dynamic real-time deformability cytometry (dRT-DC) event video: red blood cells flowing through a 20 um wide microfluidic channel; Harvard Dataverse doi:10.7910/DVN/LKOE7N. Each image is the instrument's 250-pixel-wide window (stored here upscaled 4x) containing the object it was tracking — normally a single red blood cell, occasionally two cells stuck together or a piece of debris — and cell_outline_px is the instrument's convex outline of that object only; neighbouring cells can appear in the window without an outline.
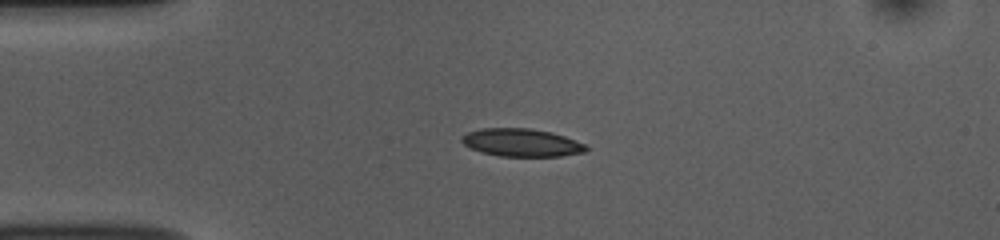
{"species": "common noctule bat (a hibernating species)", "species_latin": "Nyctalus noctula", "temperature_condition": "room temperature", "stored_images_in_passage": 41, "camera_frame_rate_fps": 3000, "um_per_image_px": 0.085, "animal": {"sex": "female", "body_mass_g": 10.0, "forearm_length_mm": 53.1}, "frame": {"image": 1, "passage_image": 1, "time_ms": 0.0, "image_size_px": [1000, 240], "cell_outline_px": [[588, 152], [560, 156], [500, 156], [484, 152], [472, 148], [464, 144], [460, 140], [460, 136], [468, 132], [480, 128], [528, 128], [552, 132], [564, 136], [584, 144], [588, 148]], "centroid_in_image_um": [44.34, 12.11], "position_along_channel_um": 40.7, "area_um2": 20.11}}
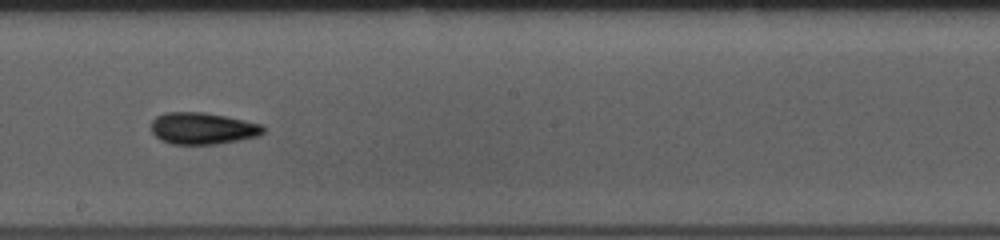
{"frame": {"image": 2, "passage_image": 18, "time_ms": 5.667, "image_size_px": [1000, 240], "cell_outline_px": [[264, 132], [260, 136], [240, 140], [216, 144], [172, 144], [160, 140], [152, 132], [152, 120], [156, 116], [168, 112], [200, 112], [224, 116], [264, 124]], "centroid_in_image_um": [17.25, 10.92], "position_along_channel_um": 231.0, "area_um2": 20.75}}
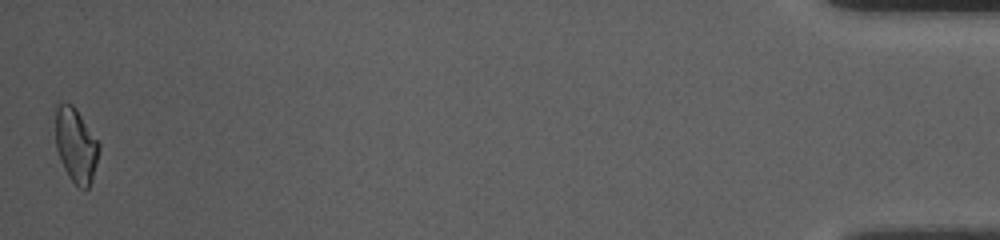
{"frame": {"image": 3, "passage_image": 41, "time_ms": 13.333, "image_size_px": [1000, 240], "cell_outline_px": [[100, 148], [92, 180], [88, 188], [80, 188], [68, 176], [60, 160], [56, 148], [56, 104], [60, 100], [72, 104], [76, 108], [100, 144]], "centroid_in_image_um": [6.44, 12.31], "position_along_channel_um": 428.8, "area_um2": 18.9}, "authors_computed_cell_mechanics": {"area_um2": 19.652, "velocity_mm_per_s": 3.7856, "shape_relaxation_time_tau1_ms": 5.4553, "shape_relaxation_time_tau2_ms": 5.6403, "deformation_change_tau1": 0.1285, "deformation_change_tau2": 0.1119}}